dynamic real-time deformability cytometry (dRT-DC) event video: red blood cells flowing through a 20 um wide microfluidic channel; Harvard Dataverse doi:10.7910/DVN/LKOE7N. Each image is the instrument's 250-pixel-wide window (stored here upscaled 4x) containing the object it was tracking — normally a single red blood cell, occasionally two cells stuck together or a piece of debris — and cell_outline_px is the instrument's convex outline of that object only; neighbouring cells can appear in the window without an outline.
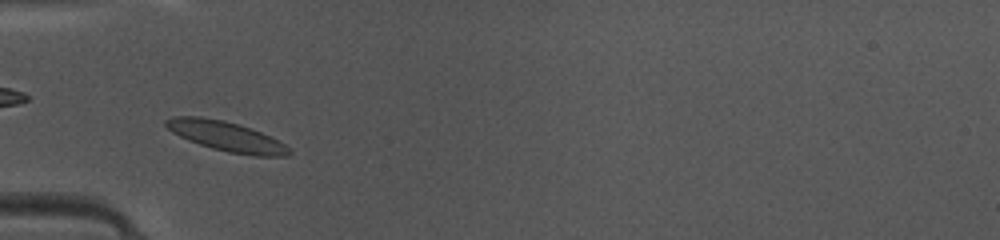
{"species": "common noctule bat (a hibernating species)", "species_latin": "Nyctalus noctula", "temperature_condition": "warm", "stored_images_in_passage": 40, "camera_frame_rate_fps": 3000, "um_per_image_px": 0.085, "animal": {"sex": "female", "body_mass_g": 10.0, "forearm_length_mm": 53.1}, "frame": {"image": 1, "passage_image": 8, "time_ms": 2.333, "image_size_px": [1000, 240], "cell_outline_px": [[292, 152], [288, 156], [256, 156], [228, 152], [212, 148], [188, 140], [172, 132], [164, 124], [164, 120], [176, 116], [200, 116], [224, 120], [260, 132], [284, 144]], "centroid_in_image_um": [19.2, 11.59], "position_along_channel_um": 65.8, "area_um2": 21.04}}
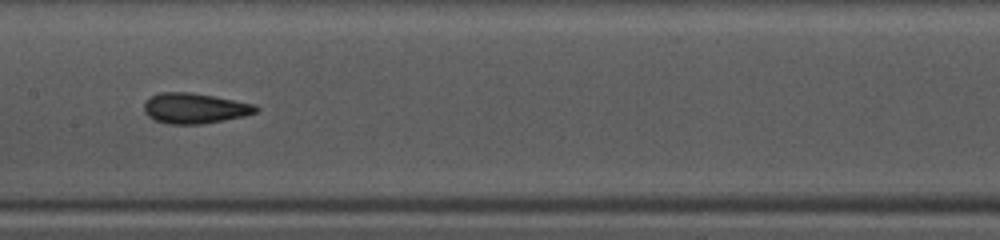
{"frame": {"image": 2, "passage_image": 17, "time_ms": 5.333, "image_size_px": [1000, 240], "cell_outline_px": [[260, 108], [256, 112], [244, 116], [204, 124], [168, 124], [156, 120], [148, 116], [144, 112], [144, 104], [152, 96], [160, 92], [188, 92], [212, 96], [256, 104]], "centroid_in_image_um": [16.57, 9.21], "position_along_channel_um": 190.8, "area_um2": 19.71}}
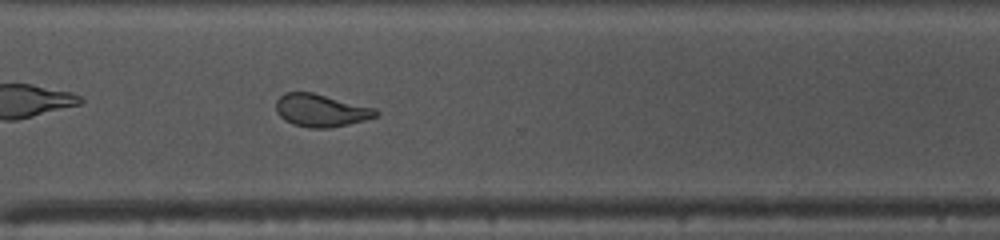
{"frame": {"image": 3, "passage_image": 28, "time_ms": 9.0, "image_size_px": [1000, 240], "cell_outline_px": [[380, 116], [348, 124], [328, 128], [308, 128], [292, 124], [284, 120], [276, 112], [276, 100], [284, 92], [312, 92], [376, 108], [380, 112]], "centroid_in_image_um": [27.29, 9.38], "position_along_channel_um": 343.3, "area_um2": 19.19}, "authors_computed_cell_mechanics": {"area_um2": 19.7387, "velocity_mm_per_s": 4.178, "shape_relaxation_time_tau1_ms": 7.4048, "shape_relaxation_time_tau2_ms": 2.5889, "deformation_change_tau1": 0.1854, "deformation_change_tau2": 0.0658}}